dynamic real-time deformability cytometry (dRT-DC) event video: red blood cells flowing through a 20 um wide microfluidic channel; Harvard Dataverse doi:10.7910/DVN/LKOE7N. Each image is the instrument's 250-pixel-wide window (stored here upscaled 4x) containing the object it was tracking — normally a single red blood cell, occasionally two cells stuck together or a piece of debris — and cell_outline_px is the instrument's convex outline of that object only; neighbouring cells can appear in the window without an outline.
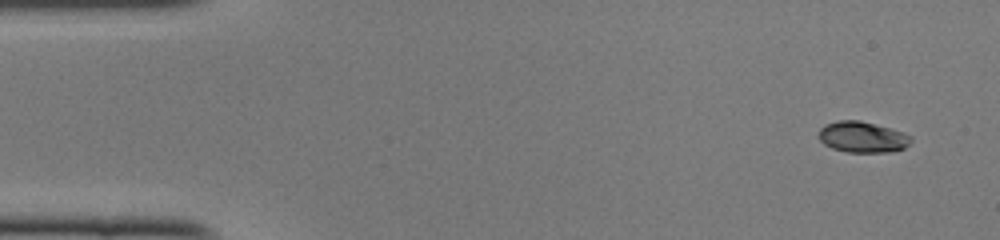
{"species": "common noctule bat (a hibernating species)", "species_latin": "Nyctalus noctula", "temperature_condition": "cold", "stored_images_in_passage": 47, "camera_frame_rate_fps": 3000, "um_per_image_px": 0.085, "animal": {"sex": "female", "body_mass_g": 22.0, "forearm_length_mm": 56.7}, "frame": {"image": 1, "passage_image": 1, "time_ms": 0.0, "image_size_px": [1000, 240], "cell_outline_px": [[912, 140], [904, 148], [892, 152], [848, 152], [832, 148], [824, 144], [820, 140], [820, 128], [824, 124], [836, 120], [860, 120], [904, 132], [912, 136]], "centroid_in_image_um": [73.32, 11.64], "position_along_channel_um": 11.7, "area_um2": 16.7}}
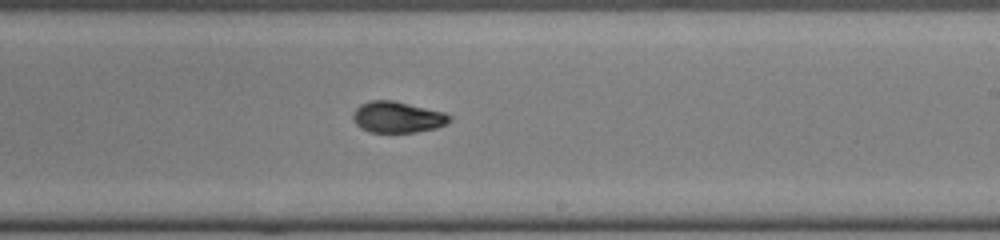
{"frame": {"image": 2, "passage_image": 27, "time_ms": 8.667, "image_size_px": [1000, 240], "cell_outline_px": [[452, 120], [448, 124], [436, 128], [416, 132], [368, 132], [360, 128], [352, 120], [352, 116], [356, 108], [360, 104], [372, 100], [392, 100], [444, 112], [452, 116]], "centroid_in_image_um": [33.79, 9.96], "position_along_channel_um": 255.2, "area_um2": 17.69}}
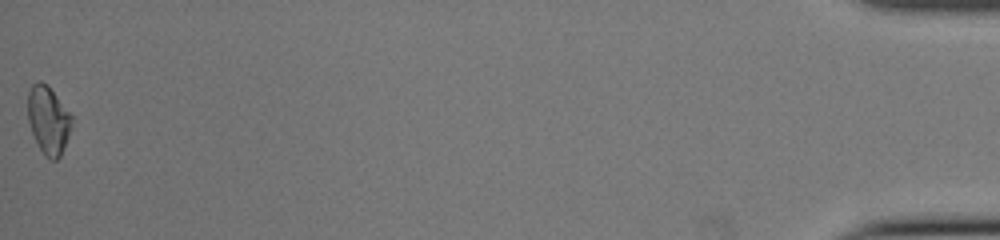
{"frame": {"image": 3, "passage_image": 47, "time_ms": 15.333, "image_size_px": [1000, 240], "cell_outline_px": [[72, 120], [68, 136], [60, 156], [56, 160], [48, 160], [44, 156], [32, 132], [28, 120], [28, 92], [32, 84], [36, 80], [40, 80], [48, 84], [72, 116]], "centroid_in_image_um": [4.09, 10.17], "position_along_channel_um": 431.1, "area_um2": 17.34}, "authors_computed_cell_mechanics": {"area_um2": 17.2244, "velocity_mm_per_s": 4.1157, "shape_relaxation_time_tau1_ms": 8.6849, "shape_relaxation_time_tau2_ms": 1.6527, "deformation_change_tau1": 0.2165, "deformation_change_tau2": 0.0388}}